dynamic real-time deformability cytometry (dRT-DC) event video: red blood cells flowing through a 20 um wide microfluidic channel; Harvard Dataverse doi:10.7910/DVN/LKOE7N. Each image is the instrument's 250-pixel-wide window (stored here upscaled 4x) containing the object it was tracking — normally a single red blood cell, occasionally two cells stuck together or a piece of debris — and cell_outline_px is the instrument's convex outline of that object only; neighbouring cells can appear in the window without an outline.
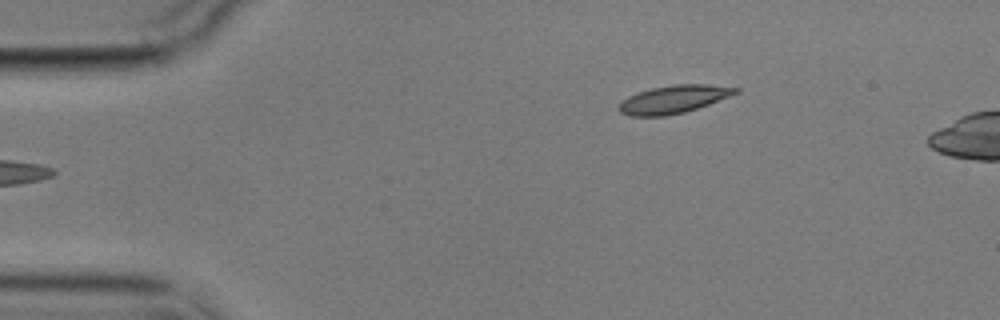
{"species": "common noctule bat (a hibernating species)", "species_latin": "Nyctalus noctula", "temperature_condition": "cold", "stored_images_in_passage": 4, "camera_frame_rate_fps": 3000, "um_per_image_px": 0.085, "animal": {"sex": "male", "body_mass_g": 17.9}, "frame": {"image": 1, "passage_image": 1, "time_ms": 0.0, "image_size_px": [1000, 320], "cell_outline_px": [[740, 92], [708, 104], [684, 112], [668, 116], [628, 116], [620, 112], [620, 104], [628, 96], [652, 88], [672, 84], [708, 84], [740, 88]], "centroid_in_image_um": [57.28, 8.43], "position_along_channel_um": 27.7, "area_um2": 18.79}}